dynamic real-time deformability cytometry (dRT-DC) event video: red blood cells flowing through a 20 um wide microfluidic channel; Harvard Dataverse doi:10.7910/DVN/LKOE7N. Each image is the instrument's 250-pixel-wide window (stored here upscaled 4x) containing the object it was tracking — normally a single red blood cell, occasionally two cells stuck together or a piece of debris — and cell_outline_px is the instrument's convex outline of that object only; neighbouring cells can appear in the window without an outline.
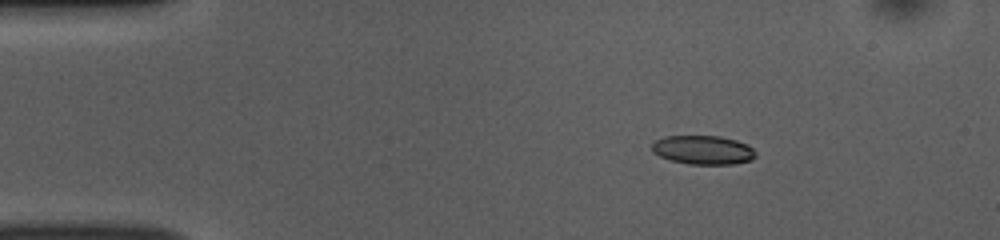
{"species": "common noctule bat (a hibernating species)", "species_latin": "Nyctalus noctula", "temperature_condition": "room temperature", "stored_images_in_passage": 45, "camera_frame_rate_fps": 3000, "um_per_image_px": 0.085, "animal": {"sex": "female", "body_mass_g": 10.0, "forearm_length_mm": 53.1}, "frame": {"image": 1, "passage_image": 1, "time_ms": 0.0, "image_size_px": [1000, 240], "cell_outline_px": [[756, 156], [752, 160], [732, 164], [688, 164], [672, 160], [660, 156], [652, 152], [652, 144], [656, 140], [664, 136], [720, 136], [736, 140], [748, 144], [756, 152]], "centroid_in_image_um": [59.78, 12.74], "position_along_channel_um": 25.2, "area_um2": 17.51}}
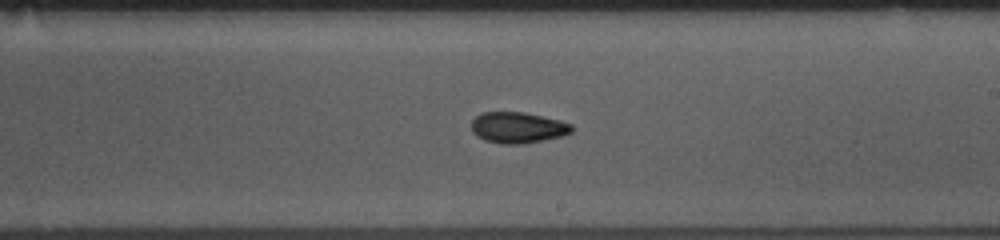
{"frame": {"image": 2, "passage_image": 23, "time_ms": 7.333, "image_size_px": [1000, 240], "cell_outline_px": [[572, 132], [564, 136], [524, 144], [504, 144], [484, 140], [476, 136], [472, 132], [472, 120], [480, 112], [524, 112], [560, 120], [572, 124]], "centroid_in_image_um": [44.01, 10.85], "position_along_channel_um": 245.0, "area_um2": 18.32}}
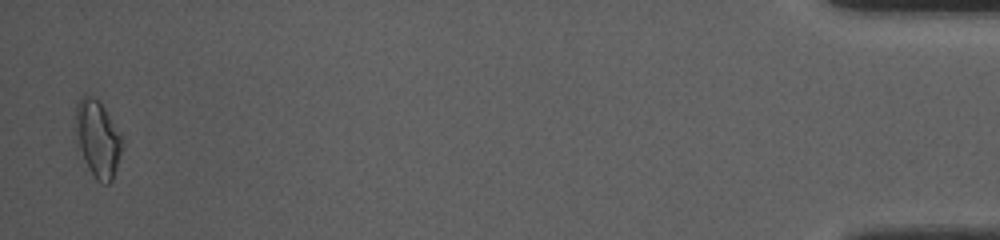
{"frame": {"image": 3, "passage_image": 44, "time_ms": 14.333, "image_size_px": [1000, 240], "cell_outline_px": [[124, 144], [112, 180], [108, 184], [100, 184], [96, 180], [88, 168], [84, 160], [72, 132], [72, 128], [76, 104], [84, 96], [92, 96], [104, 108], [124, 136]], "centroid_in_image_um": [8.28, 11.81], "position_along_channel_um": 426.9, "area_um2": 21.5}, "authors_computed_cell_mechanics": {"area_um2": 17.918, "velocity_mm_per_s": 3.858, "shape_relaxation_time_tau1_ms": 6.328, "shape_relaxation_time_tau2_ms": 5.7394, "deformation_change_tau1": 0.1547, "deformation_change_tau2": 0.1233}}